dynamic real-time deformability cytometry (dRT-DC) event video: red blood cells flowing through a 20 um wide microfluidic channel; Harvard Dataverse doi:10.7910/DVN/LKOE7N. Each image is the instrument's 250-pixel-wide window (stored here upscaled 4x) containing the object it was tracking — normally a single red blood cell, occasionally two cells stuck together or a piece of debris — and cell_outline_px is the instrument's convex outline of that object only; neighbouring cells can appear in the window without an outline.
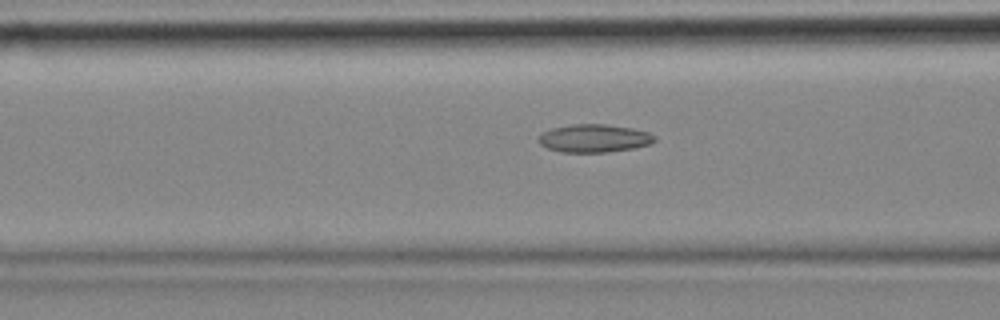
{"species": "common noctule bat (a hibernating species)", "species_latin": "Nyctalus noctula", "temperature_condition": "cold", "stored_images_in_passage": 25, "camera_frame_rate_fps": 3000, "um_per_image_px": 0.085, "animal": {"sex": "female", "body_mass_g": 18.4}, "frame": {"image": 1, "passage_image": 22, "time_ms": 7.0, "image_size_px": [1000, 320], "cell_outline_px": [[656, 140], [652, 144], [632, 148], [608, 152], [560, 152], [548, 148], [540, 144], [536, 140], [544, 132], [552, 128], [572, 124], [604, 124], [632, 128], [648, 132], [656, 136]], "centroid_in_image_um": [50.51, 11.76], "position_along_channel_um": 116.1, "area_um2": 18.96}}